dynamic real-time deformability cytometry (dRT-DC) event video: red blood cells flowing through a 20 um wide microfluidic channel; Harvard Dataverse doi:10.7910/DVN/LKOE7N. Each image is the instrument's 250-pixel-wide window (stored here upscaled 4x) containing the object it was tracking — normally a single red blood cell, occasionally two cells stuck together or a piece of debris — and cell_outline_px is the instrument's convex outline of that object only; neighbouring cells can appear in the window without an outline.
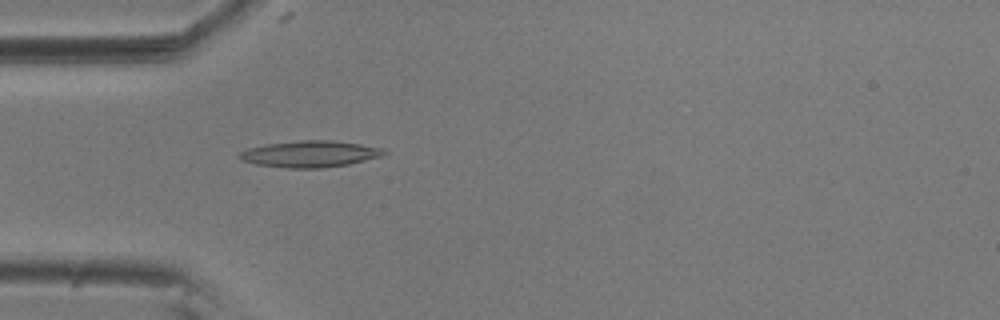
{"species": "common noctule bat (a hibernating species)", "species_latin": "Nyctalus noctula", "temperature_condition": "room temperature", "stored_images_in_passage": 55, "camera_frame_rate_fps": 3000, "um_per_image_px": 0.085, "animal": {"sex": "male", "body_mass_g": 20.5, "forearm_length_mm": 52.5}, "frame": {"image": 1, "passage_image": 16, "time_ms": 5.0, "image_size_px": [1000, 320], "cell_outline_px": [[388, 152], [380, 156], [348, 164], [324, 168], [288, 168], [256, 164], [240, 160], [236, 156], [240, 152], [248, 148], [264, 144], [300, 140], [332, 140], [360, 144], [384, 148]], "centroid_in_image_um": [26.31, 13.08], "position_along_channel_um": 58.7, "area_um2": 22.37}}
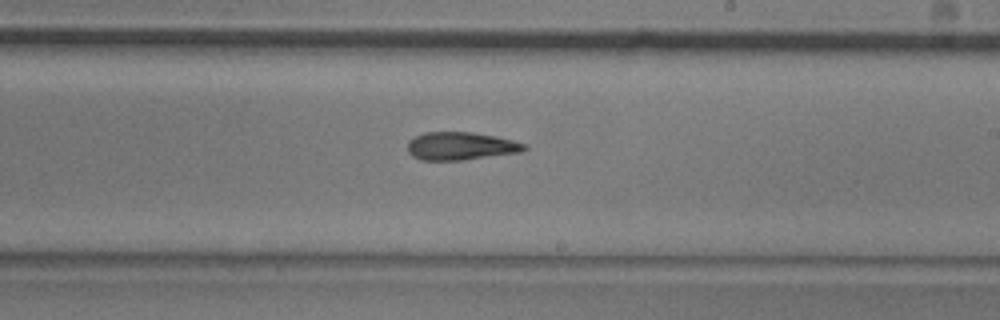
{"frame": {"image": 2, "passage_image": 32, "time_ms": 10.333, "image_size_px": [1000, 320], "cell_outline_px": [[528, 148], [520, 152], [460, 160], [420, 160], [412, 156], [408, 152], [408, 140], [424, 132], [472, 132], [496, 136], [528, 144]], "centroid_in_image_um": [39.16, 12.41], "position_along_channel_um": 249.8, "area_um2": 19.02}}
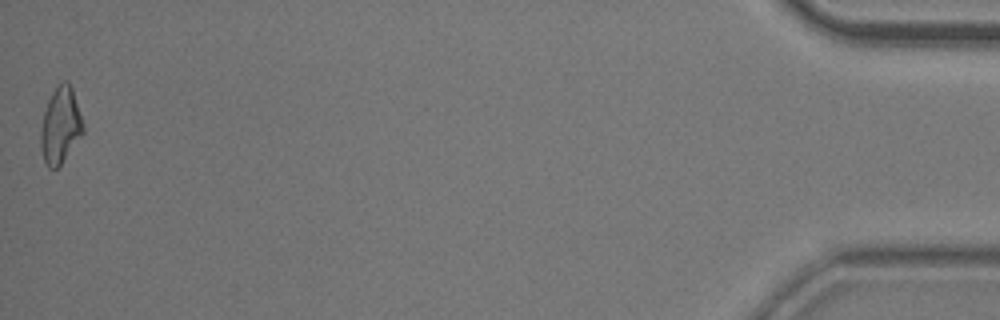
{"frame": {"image": 3, "passage_image": 55, "time_ms": 18.0, "image_size_px": [1000, 320], "cell_outline_px": [[84, 132], [60, 164], [56, 168], [48, 168], [44, 160], [40, 144], [40, 132], [44, 112], [48, 100], [52, 92], [60, 80], [68, 80], [72, 88], [84, 124]], "centroid_in_image_um": [5.14, 10.62], "position_along_channel_um": 430.1, "area_um2": 18.73}, "authors_computed_cell_mechanics": {"area_um2": 19.3052, "velocity_mm_per_s": 3.6156, "shape_relaxation_time_tau1_ms": 11.3128, "shape_relaxation_time_tau2_ms": 7.3312, "deformation_change_tau1": 0.2572, "deformation_change_tau2": 0.1992}}